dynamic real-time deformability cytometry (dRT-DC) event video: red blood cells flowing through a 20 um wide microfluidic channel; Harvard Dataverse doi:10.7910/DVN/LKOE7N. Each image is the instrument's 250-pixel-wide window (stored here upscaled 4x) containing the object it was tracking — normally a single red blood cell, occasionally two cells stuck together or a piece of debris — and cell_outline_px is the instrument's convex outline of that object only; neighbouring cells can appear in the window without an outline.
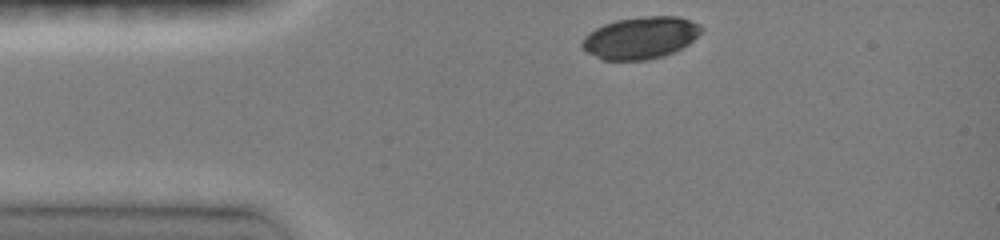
{"species": "common noctule bat (a hibernating species)", "species_latin": "Nyctalus noctula", "temperature_condition": "room temperature", "stored_images_in_passage": 7, "camera_frame_rate_fps": 3000, "um_per_image_px": 0.085, "animal": {"sex": "female", "body_mass_g": 19.0, "forearm_length_mm": 51.5}, "frame": {"image": 1, "passage_image": 1, "time_ms": 0.0, "image_size_px": [1000, 240], "cell_outline_px": [[704, 28], [688, 44], [664, 56], [648, 60], [600, 60], [588, 52], [580, 44], [584, 36], [588, 32], [604, 24], [616, 20], [644, 16], [676, 16], [700, 24]], "centroid_in_image_um": [54.41, 3.21], "position_along_channel_um": 30.6, "area_um2": 29.13}}